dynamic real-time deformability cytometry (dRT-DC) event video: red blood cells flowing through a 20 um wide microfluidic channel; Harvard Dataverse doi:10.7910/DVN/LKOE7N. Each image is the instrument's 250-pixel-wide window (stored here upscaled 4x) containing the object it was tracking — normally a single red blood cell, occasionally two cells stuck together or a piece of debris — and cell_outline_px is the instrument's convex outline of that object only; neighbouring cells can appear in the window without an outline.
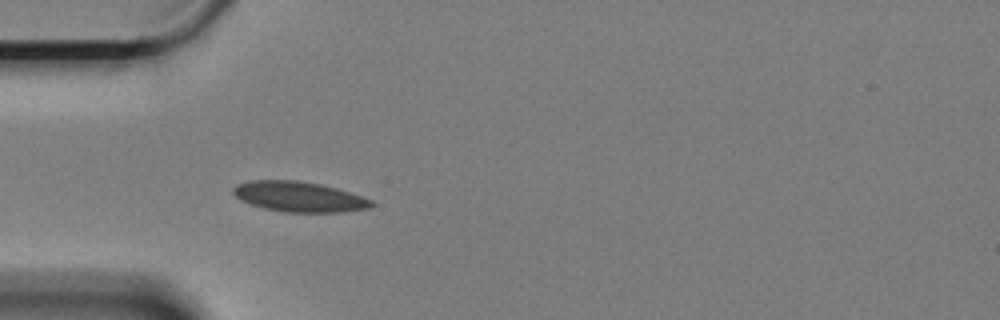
{"species": "Egyptian fruit bat (a non-hibernating species)", "species_latin": "Rousettus aegyptiacus", "temperature_condition": "cold", "stored_images_in_passage": 13, "camera_frame_rate_fps": 3000, "um_per_image_px": 0.085, "animal": {"sex": "female"}, "frame": {"image": 1, "passage_image": 8, "time_ms": 2.333, "image_size_px": [1000, 320], "cell_outline_px": [[376, 204], [368, 208], [344, 212], [284, 212], [264, 208], [240, 200], [232, 192], [232, 188], [236, 184], [248, 180], [296, 180], [320, 184], [336, 188], [372, 200]], "centroid_in_image_um": [25.39, 16.72], "position_along_channel_um": 59.6, "area_um2": 24.33}}